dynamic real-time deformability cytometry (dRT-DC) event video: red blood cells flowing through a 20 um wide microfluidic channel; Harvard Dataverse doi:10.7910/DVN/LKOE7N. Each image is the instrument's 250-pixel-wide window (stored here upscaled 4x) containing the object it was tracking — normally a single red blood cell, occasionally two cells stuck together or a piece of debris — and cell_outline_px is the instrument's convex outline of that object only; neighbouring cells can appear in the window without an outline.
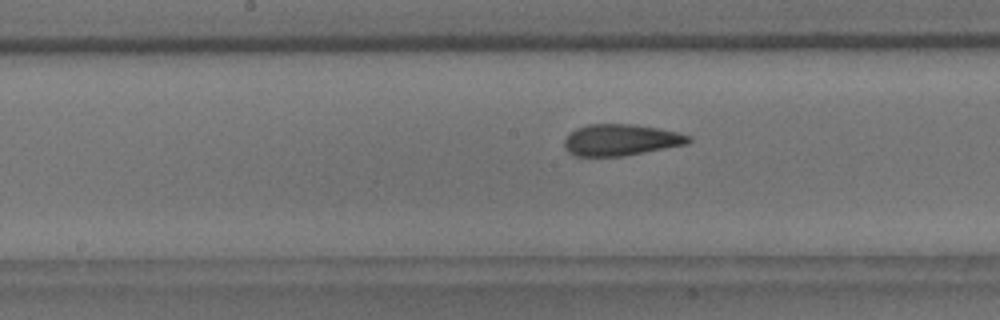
{"species": "common noctule bat (a hibernating species)", "species_latin": "Nyctalus noctula", "temperature_condition": "room temperature", "stored_images_in_passage": 17, "camera_frame_rate_fps": 3000, "um_per_image_px": 0.085, "animal": {"sex": "male", "body_mass_g": 18.8}, "frame": {"image": 1, "passage_image": 15, "time_ms": 4.667, "image_size_px": [1000, 320], "cell_outline_px": [[692, 140], [688, 144], [624, 156], [576, 156], [568, 152], [564, 148], [564, 140], [576, 128], [588, 124], [636, 124], [676, 132], [692, 136]], "centroid_in_image_um": [52.78, 11.9], "position_along_channel_um": 195.4, "area_um2": 22.77}}